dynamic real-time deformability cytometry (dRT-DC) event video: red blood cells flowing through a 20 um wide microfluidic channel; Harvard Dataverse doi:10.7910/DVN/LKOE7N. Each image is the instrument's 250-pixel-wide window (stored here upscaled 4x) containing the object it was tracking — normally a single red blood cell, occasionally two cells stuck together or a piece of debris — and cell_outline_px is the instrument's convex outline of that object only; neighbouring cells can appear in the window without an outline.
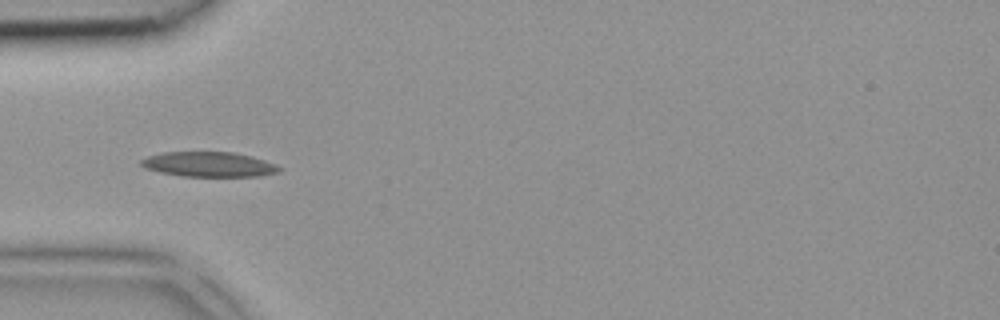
{"species": "common noctule bat (a hibernating species)", "species_latin": "Nyctalus noctula", "temperature_condition": "room temperature", "stored_images_in_passage": 6, "camera_frame_rate_fps": 3000, "um_per_image_px": 0.085, "animal": {"sex": "female", "body_mass_g": 18.4}, "frame": {"image": 1, "passage_image": 4, "time_ms": 1.0, "image_size_px": [1000, 320], "cell_outline_px": [[284, 168], [280, 172], [260, 176], [184, 176], [160, 172], [144, 168], [140, 164], [140, 160], [148, 156], [160, 152], [232, 152], [252, 156], [276, 164]], "centroid_in_image_um": [17.78, 13.97], "position_along_channel_um": 67.2, "area_um2": 20.17}}